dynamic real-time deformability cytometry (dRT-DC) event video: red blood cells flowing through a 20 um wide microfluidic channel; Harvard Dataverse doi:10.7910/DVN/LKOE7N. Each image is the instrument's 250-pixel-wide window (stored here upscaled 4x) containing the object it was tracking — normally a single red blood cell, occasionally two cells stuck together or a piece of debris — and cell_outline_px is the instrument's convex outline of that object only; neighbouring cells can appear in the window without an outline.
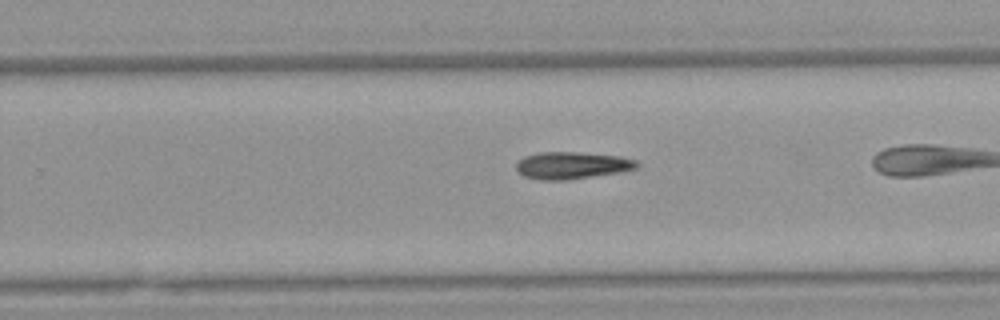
{"species": "Egyptian fruit bat (a non-hibernating species)", "species_latin": "Rousettus aegyptiacus", "temperature_condition": "warm", "stored_images_in_passage": 25, "camera_frame_rate_fps": 3000, "um_per_image_px": 0.085, "animal": {"sex": "female"}, "frame": {"image": 1, "passage_image": 18, "time_ms": 5.667, "image_size_px": [1000, 320], "cell_outline_px": [[640, 164], [636, 168], [620, 172], [568, 180], [540, 180], [524, 176], [516, 172], [516, 164], [524, 156], [540, 152], [580, 152], [620, 156], [636, 160]], "centroid_in_image_um": [48.6, 14.06], "position_along_channel_um": 281.2, "area_um2": 19.19}}